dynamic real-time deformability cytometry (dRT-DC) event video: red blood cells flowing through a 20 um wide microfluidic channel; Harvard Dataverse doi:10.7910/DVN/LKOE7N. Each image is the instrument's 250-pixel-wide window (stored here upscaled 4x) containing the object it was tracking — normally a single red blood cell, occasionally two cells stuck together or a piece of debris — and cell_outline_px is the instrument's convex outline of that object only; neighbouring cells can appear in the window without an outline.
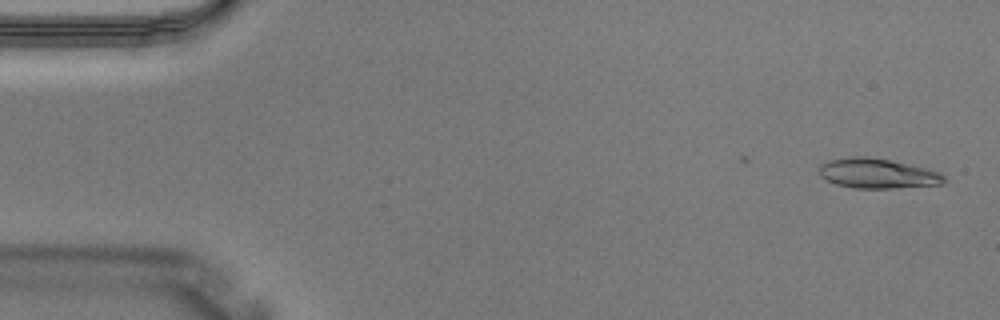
{"species": "Egyptian fruit bat (a non-hibernating species)", "species_latin": "Rousettus aegyptiacus", "temperature_condition": "warm", "stored_images_in_passage": 5, "camera_frame_rate_fps": 3000, "um_per_image_px": 0.085, "animal": {"sex": "male"}, "frame": {"image": 1, "passage_image": 2, "time_ms": 0.333, "image_size_px": [1000, 320], "cell_outline_px": [[944, 180], [940, 184], [896, 188], [856, 188], [836, 184], [820, 176], [820, 164], [828, 160], [848, 156], [868, 156], [888, 160], [924, 168], [940, 172], [944, 176]], "centroid_in_image_um": [74.53, 14.73], "position_along_channel_um": 10.5, "area_um2": 21.5}}